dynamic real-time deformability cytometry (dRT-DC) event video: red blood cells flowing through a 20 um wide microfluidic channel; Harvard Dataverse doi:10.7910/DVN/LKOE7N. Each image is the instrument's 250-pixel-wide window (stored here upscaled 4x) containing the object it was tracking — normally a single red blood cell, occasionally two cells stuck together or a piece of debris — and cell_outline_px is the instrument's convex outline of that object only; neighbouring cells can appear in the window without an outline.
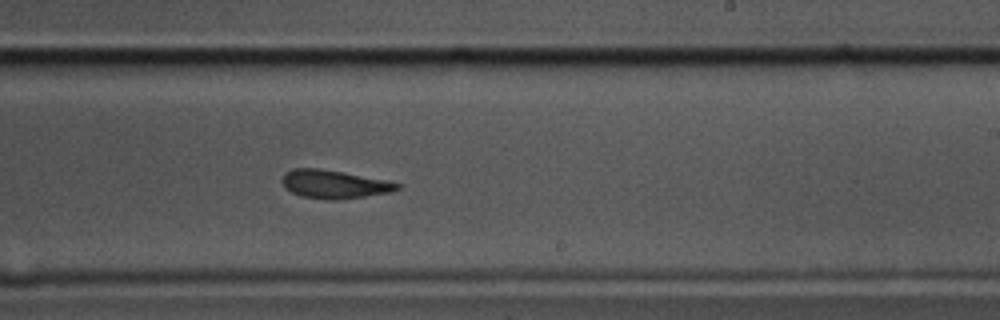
{"species": "common noctule bat (a hibernating species)", "species_latin": "Nyctalus noctula", "temperature_condition": "cold", "stored_images_in_passage": 43, "camera_frame_rate_fps": 3000, "um_per_image_px": 0.085, "animal": {"sex": "male", "body_mass_g": 17.5, "forearm_length_mm": 52.3}, "frame": {"image": 1, "passage_image": 22, "time_ms": 7.0, "image_size_px": [1000, 320], "cell_outline_px": [[400, 188], [392, 192], [336, 200], [328, 200], [300, 196], [292, 192], [284, 184], [284, 172], [292, 168], [320, 168], [344, 172], [388, 180], [400, 184]], "centroid_in_image_um": [28.44, 15.65], "position_along_channel_um": 260.6, "area_um2": 18.96}}
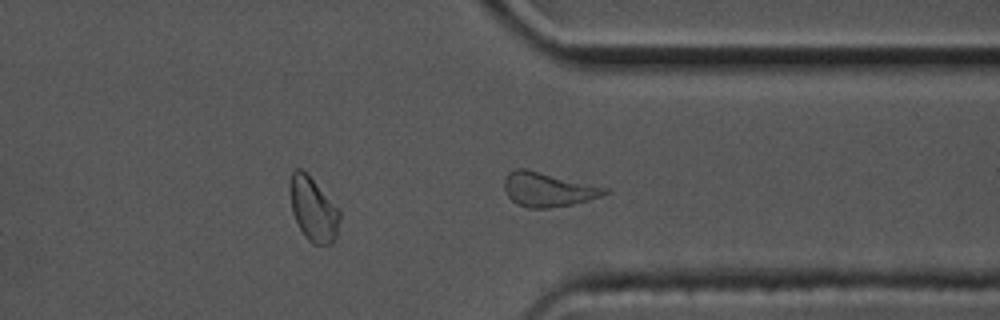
{"frame": {"image": 2, "passage_image": 31, "time_ms": 10.0, "image_size_px": [1000, 320], "cell_outline_px": [[612, 192], [588, 200], [572, 204], [548, 208], [528, 208], [516, 204], [508, 196], [504, 188], [504, 180], [508, 172], [516, 168], [524, 168], [608, 188]], "centroid_in_image_um": [46.56, 16.11], "position_along_channel_um": 364.8, "area_um2": 19.94}}
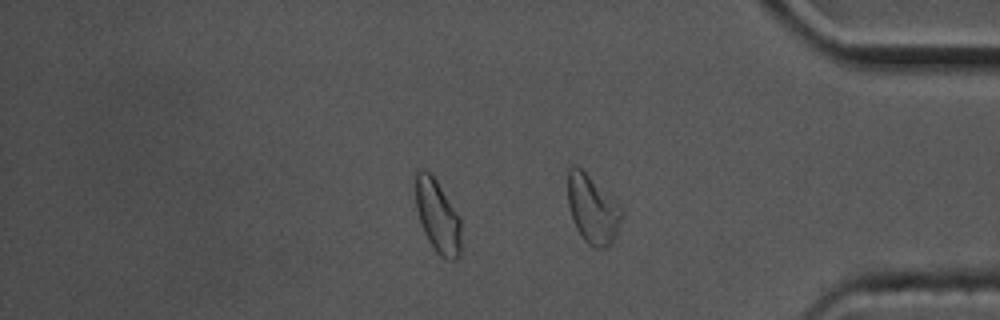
{"frame": {"image": 3, "passage_image": 34, "time_ms": 11.0, "image_size_px": [1000, 320], "cell_outline_px": [[460, 256], [456, 260], [448, 260], [440, 256], [436, 252], [428, 240], [424, 232], [416, 208], [412, 184], [412, 172], [416, 168], [424, 168], [436, 180], [460, 216]], "centroid_in_image_um": [37.13, 18.29], "position_along_channel_um": 398.1, "area_um2": 20.11}, "authors_computed_cell_mechanics": {"area_um2": 19.7098, "velocity_mm_per_s": 3.4661, "shape_relaxation_time_tau1_ms": 5.8526, "shape_relaxation_time_tau2_ms": 4.7772, "deformation_change_tau1": 0.1602, "deformation_change_tau2": 0.1277}}